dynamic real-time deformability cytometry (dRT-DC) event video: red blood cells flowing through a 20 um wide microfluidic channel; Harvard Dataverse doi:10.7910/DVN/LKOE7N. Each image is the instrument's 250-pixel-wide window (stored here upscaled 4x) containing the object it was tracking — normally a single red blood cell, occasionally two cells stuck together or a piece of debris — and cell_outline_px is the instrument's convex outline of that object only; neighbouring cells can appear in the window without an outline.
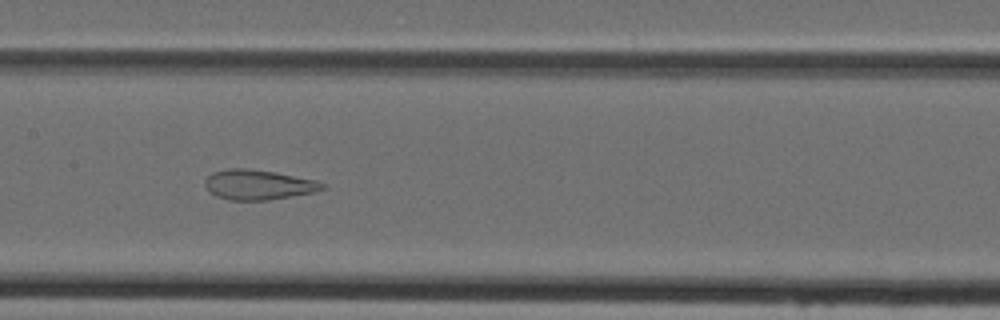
{"species": "Egyptian fruit bat (a non-hibernating species)", "species_latin": "Rousettus aegyptiacus", "temperature_condition": "cold", "stored_images_in_passage": 46, "camera_frame_rate_fps": 3000, "um_per_image_px": 0.085, "animal": {"sex": "female"}, "frame": {"image": 1, "passage_image": 22, "time_ms": 7.0, "image_size_px": [1000, 320], "cell_outline_px": [[324, 188], [316, 192], [268, 200], [228, 200], [216, 196], [208, 192], [204, 184], [204, 180], [212, 172], [228, 168], [248, 168], [276, 172], [316, 180], [324, 184]], "centroid_in_image_um": [21.92, 15.7], "position_along_channel_um": 185.5, "area_um2": 20.69}}
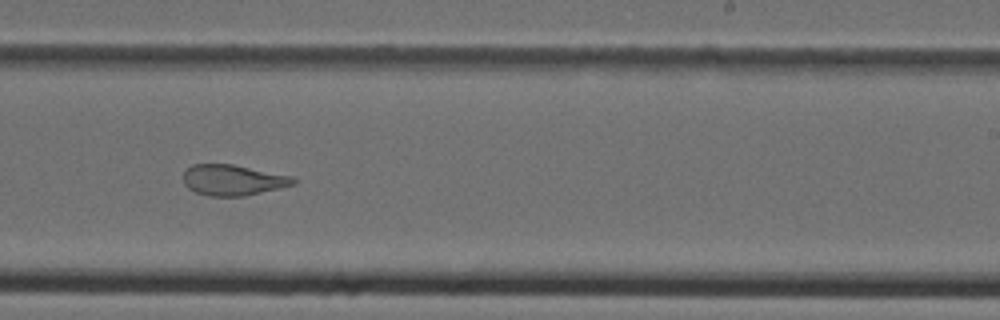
{"frame": {"image": 2, "passage_image": 28, "time_ms": 9.0, "image_size_px": [1000, 320], "cell_outline_px": [[296, 184], [280, 188], [244, 196], [208, 196], [196, 192], [188, 188], [184, 184], [184, 172], [192, 164], [232, 164], [292, 176], [296, 180]], "centroid_in_image_um": [19.8, 15.31], "position_along_channel_um": 269.2, "area_um2": 19.65}}
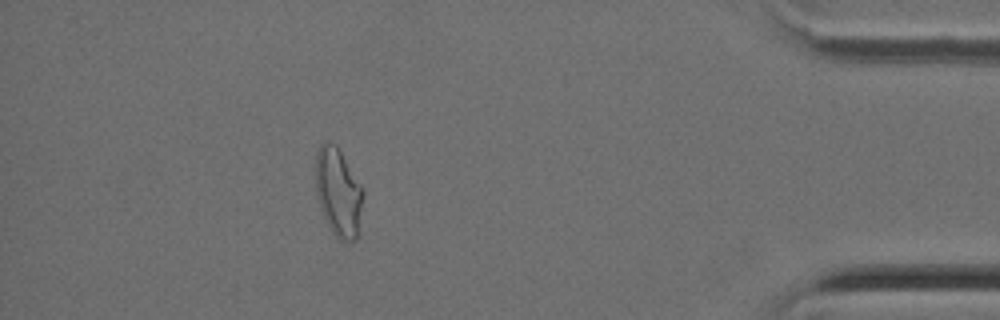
{"frame": {"image": 3, "passage_image": 41, "time_ms": 13.333, "image_size_px": [1000, 320], "cell_outline_px": [[364, 192], [356, 240], [340, 240], [332, 232], [320, 208], [316, 192], [316, 152], [320, 144], [324, 140], [328, 140], [336, 144], [364, 188]], "centroid_in_image_um": [28.75, 16.28], "position_along_channel_um": 406.4, "area_um2": 24.51}}